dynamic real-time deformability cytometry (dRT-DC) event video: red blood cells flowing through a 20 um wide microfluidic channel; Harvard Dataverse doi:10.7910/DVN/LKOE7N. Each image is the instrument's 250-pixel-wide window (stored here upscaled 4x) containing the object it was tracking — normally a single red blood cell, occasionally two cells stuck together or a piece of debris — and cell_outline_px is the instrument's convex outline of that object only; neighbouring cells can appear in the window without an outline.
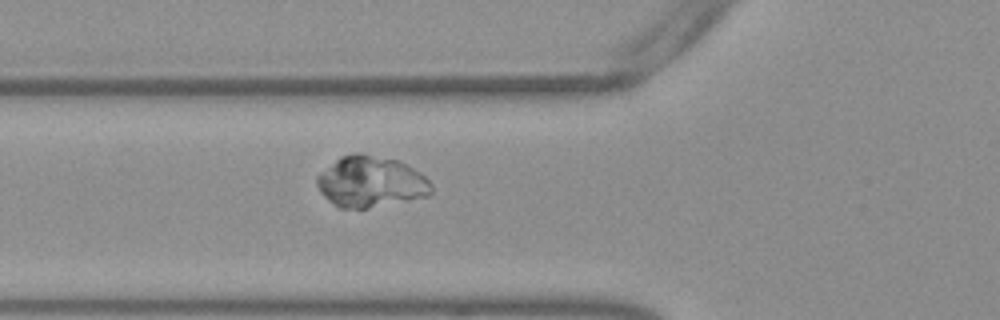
{"species": "Egyptian fruit bat (a non-hibernating species)", "species_latin": "Rousettus aegyptiacus", "temperature_condition": "warm", "stored_images_in_passage": 55, "camera_frame_rate_fps": 3000, "um_per_image_px": 0.085, "frame": {"image": 1, "passage_image": 21, "time_ms": 6.667, "image_size_px": [1000, 320], "cell_outline_px": [[432, 192], [428, 196], [368, 208], [340, 208], [328, 200], [320, 192], [316, 184], [316, 176], [320, 172], [340, 156], [356, 152], [360, 152], [396, 160], [420, 172], [432, 184]], "centroid_in_image_um": [31.48, 15.45], "position_along_channel_um": 94.3, "area_um2": 33.99}}
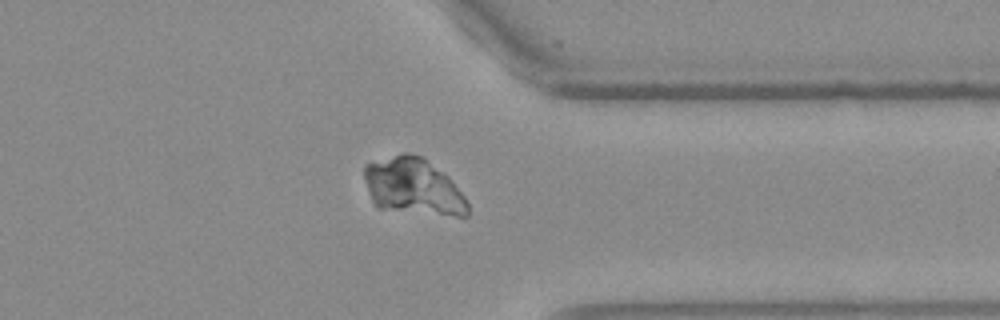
{"frame": {"image": 2, "passage_image": 44, "time_ms": 14.333, "image_size_px": [1000, 320], "cell_outline_px": [[468, 216], [456, 216], [380, 208], [372, 200], [364, 176], [364, 164], [404, 152], [408, 152], [420, 156], [444, 172], [448, 176], [464, 196], [468, 204]], "centroid_in_image_um": [35.13, 15.84], "position_along_channel_um": 376.3, "area_um2": 33.64}}
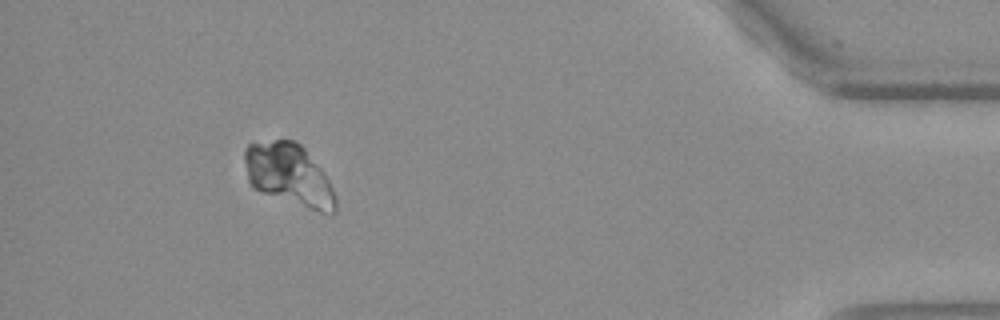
{"frame": {"image": 3, "passage_image": 51, "time_ms": 16.667, "image_size_px": [1000, 320], "cell_outline_px": [[336, 212], [320, 212], [308, 208], [252, 188], [248, 180], [244, 160], [244, 148], [248, 144], [276, 140], [292, 140], [300, 144], [304, 148], [324, 172], [328, 180], [336, 200]], "centroid_in_image_um": [24.54, 14.83], "position_along_channel_um": 410.7, "area_um2": 32.31}}